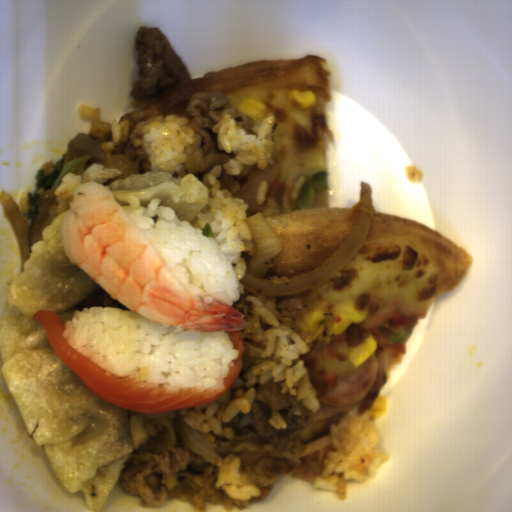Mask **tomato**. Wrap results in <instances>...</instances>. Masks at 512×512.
I'll return each instance as SVG.
<instances>
[{
  "label": "tomato",
  "mask_w": 512,
  "mask_h": 512,
  "mask_svg": "<svg viewBox=\"0 0 512 512\" xmlns=\"http://www.w3.org/2000/svg\"><path fill=\"white\" fill-rule=\"evenodd\" d=\"M418 322V318L413 314H402L397 310L388 314L378 327H364L359 323H351L344 332H347L350 343L356 346H359L368 336H373L376 349L405 355L404 342L395 345H389L388 342L400 332L413 331Z\"/></svg>",
  "instance_id": "tomato-1"
}]
</instances>
